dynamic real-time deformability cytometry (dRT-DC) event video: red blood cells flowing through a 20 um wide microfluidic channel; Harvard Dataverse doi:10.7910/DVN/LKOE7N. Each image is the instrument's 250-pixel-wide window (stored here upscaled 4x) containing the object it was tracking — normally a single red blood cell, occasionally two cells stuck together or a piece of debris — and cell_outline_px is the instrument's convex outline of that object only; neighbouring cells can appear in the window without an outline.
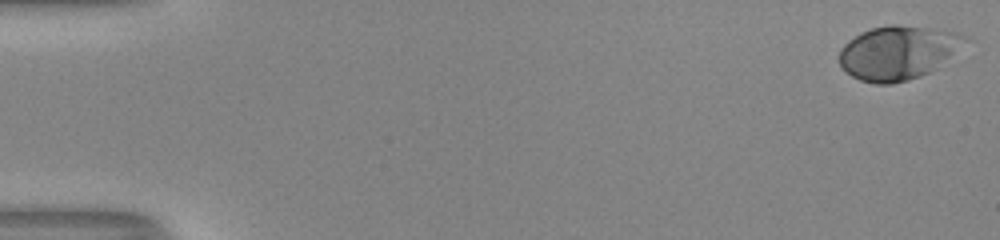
{"species": "human", "species_latin": "Homo sapiens", "temperature_condition": "room temperature", "stored_images_in_passage": 53, "camera_frame_rate_fps": 3000, "um_per_image_px": 0.085, "donor": {"sex": "male"}, "frame": {"image": 1, "passage_image": 1, "time_ms": 0.0, "image_size_px": [1000, 240], "cell_outline_px": [[948, 52], [928, 72], [920, 76], [908, 80], [892, 84], [876, 84], [860, 80], [852, 76], [840, 64], [840, 48], [848, 40], [860, 32], [872, 28], [888, 24], [896, 24], [924, 28], [932, 32], [948, 44]], "centroid_in_image_um": [75.81, 4.56], "position_along_channel_um": 9.2, "area_um2": 35.2}}
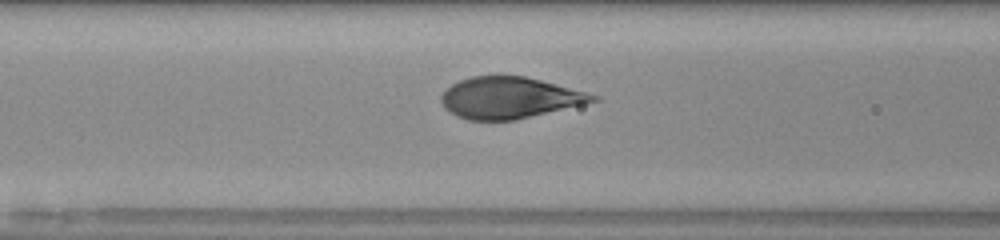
{"frame": {"image": 2, "passage_image": 23, "time_ms": 7.333, "image_size_px": [1000, 240], "cell_outline_px": [[600, 100], [584, 104], [516, 120], [468, 120], [456, 116], [444, 108], [440, 100], [440, 96], [452, 84], [460, 80], [472, 76], [524, 76], [556, 84], [600, 96]], "centroid_in_image_um": [43.29, 8.32], "position_along_channel_um": 123.3, "area_um2": 36.41}}
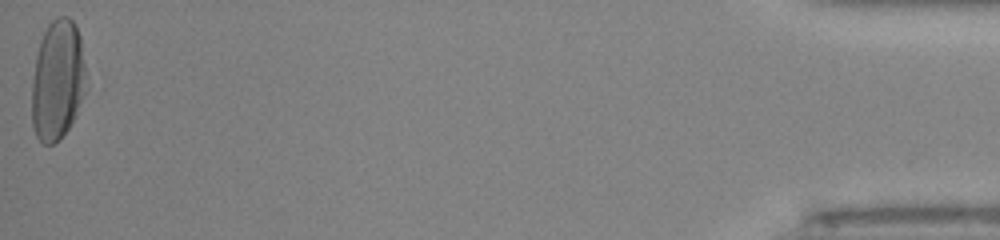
{"frame": {"image": 3, "passage_image": 53, "time_ms": 17.333, "image_size_px": [1000, 240], "cell_outline_px": [[84, 92], [76, 116], [60, 140], [52, 144], [44, 144], [36, 136], [32, 124], [32, 80], [36, 56], [40, 40], [48, 24], [52, 20], [60, 16], [68, 16], [76, 24], [80, 36], [84, 64]], "centroid_in_image_um": [4.87, 6.81], "position_along_channel_um": 430.3, "area_um2": 37.92}}